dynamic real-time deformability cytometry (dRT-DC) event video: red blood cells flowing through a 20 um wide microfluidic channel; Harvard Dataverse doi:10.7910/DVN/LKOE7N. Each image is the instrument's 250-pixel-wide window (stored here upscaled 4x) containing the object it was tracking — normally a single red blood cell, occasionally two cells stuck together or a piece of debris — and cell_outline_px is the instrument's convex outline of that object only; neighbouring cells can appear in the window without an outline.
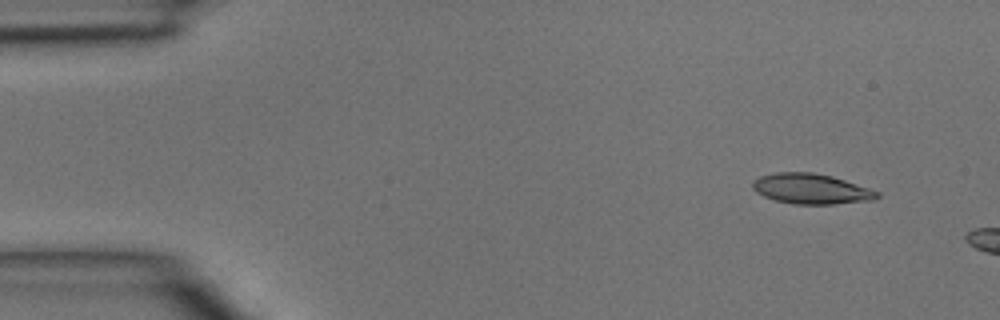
{"species": "common noctule bat (a hibernating species)", "species_latin": "Nyctalus noctula", "temperature_condition": "room temperature", "stored_images_in_passage": 3, "camera_frame_rate_fps": 3000, "um_per_image_px": 0.085, "animal": {"sex": "male", "body_mass_g": 15.6}, "frame": {"image": 1, "passage_image": 1, "time_ms": 0.0, "image_size_px": [1000, 320], "cell_outline_px": [[880, 196], [876, 200], [832, 204], [792, 204], [776, 200], [764, 196], [756, 192], [752, 188], [752, 180], [760, 176], [776, 172], [812, 172], [832, 176], [880, 192]], "centroid_in_image_um": [68.94, 16.05], "position_along_channel_um": 16.1, "area_um2": 22.02}}